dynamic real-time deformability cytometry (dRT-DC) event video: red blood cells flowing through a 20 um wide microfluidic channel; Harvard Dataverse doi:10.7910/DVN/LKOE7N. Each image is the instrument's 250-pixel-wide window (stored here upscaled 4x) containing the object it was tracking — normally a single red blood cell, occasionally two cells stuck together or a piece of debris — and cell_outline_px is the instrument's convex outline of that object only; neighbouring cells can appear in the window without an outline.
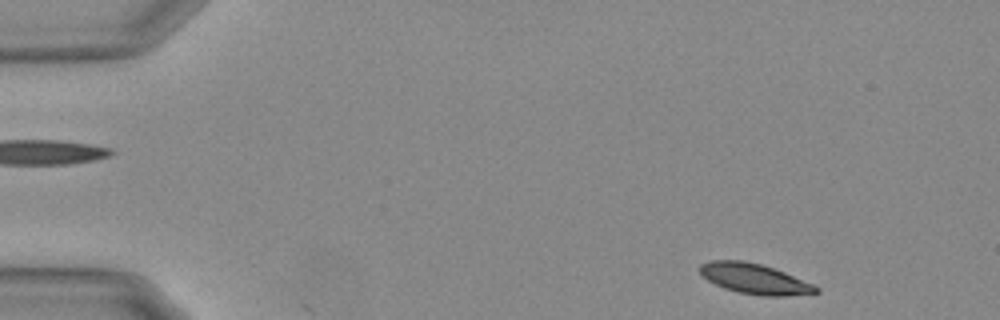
{"species": "Egyptian fruit bat (a non-hibernating species)", "species_latin": "Rousettus aegyptiacus", "temperature_condition": "warm", "stored_images_in_passage": 4, "camera_frame_rate_fps": 3000, "um_per_image_px": 0.085, "animal": {"sex": "female"}, "frame": {"image": 1, "passage_image": 2, "time_ms": 0.333, "image_size_px": [1000, 320], "cell_outline_px": [[820, 292], [784, 296], [764, 296], [740, 292], [724, 288], [708, 280], [700, 272], [700, 264], [708, 260], [744, 260], [760, 264], [784, 272], [812, 284], [820, 288]], "centroid_in_image_um": [64.12, 23.69], "position_along_channel_um": 20.9, "area_um2": 20.23}}